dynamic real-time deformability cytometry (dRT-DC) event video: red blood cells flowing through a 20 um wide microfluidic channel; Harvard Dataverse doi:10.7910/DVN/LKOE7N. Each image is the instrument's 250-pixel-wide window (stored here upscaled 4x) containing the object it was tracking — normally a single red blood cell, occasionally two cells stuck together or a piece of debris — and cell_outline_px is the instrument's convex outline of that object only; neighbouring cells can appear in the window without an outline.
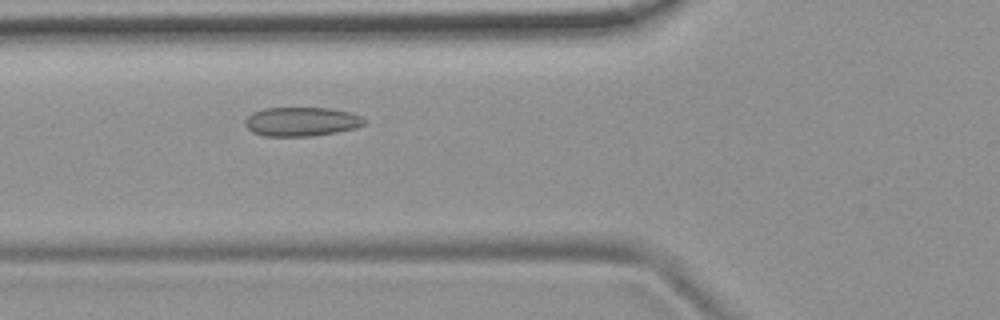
{"species": "common noctule bat (a hibernating species)", "species_latin": "Nyctalus noctula", "temperature_condition": "room temperature", "stored_images_in_passage": 49, "camera_frame_rate_fps": 3000, "um_per_image_px": 0.085, "animal": {"sex": "female", "body_mass_g": 19.9}, "frame": {"image": 1, "passage_image": 15, "time_ms": 4.667, "image_size_px": [1000, 320], "cell_outline_px": [[368, 120], [364, 124], [356, 128], [336, 132], [312, 136], [264, 136], [252, 132], [244, 124], [244, 120], [252, 112], [264, 108], [328, 108], [352, 112], [364, 116]], "centroid_in_image_um": [25.66, 10.33], "position_along_channel_um": 100.1, "area_um2": 20.46}}
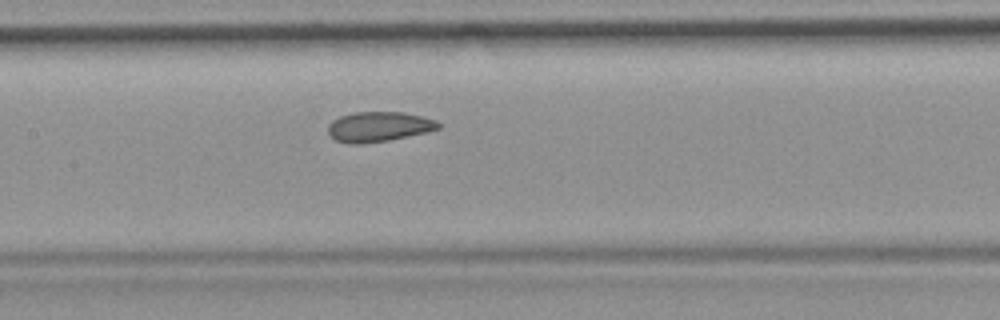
{"frame": {"image": 2, "passage_image": 21, "time_ms": 6.667, "image_size_px": [1000, 320], "cell_outline_px": [[440, 128], [428, 132], [388, 140], [360, 144], [352, 144], [336, 140], [328, 132], [328, 124], [332, 120], [340, 116], [356, 112], [404, 112], [436, 120], [440, 124]], "centroid_in_image_um": [32.2, 10.76], "position_along_channel_um": 175.2, "area_um2": 19.19}}
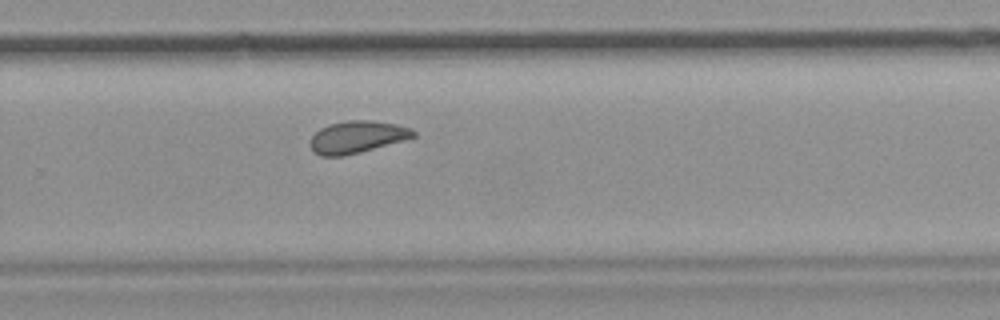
{"frame": {"image": 3, "passage_image": 31, "time_ms": 10.0, "image_size_px": [1000, 320], "cell_outline_px": [[416, 136], [404, 140], [360, 152], [344, 156], [320, 156], [312, 148], [312, 136], [320, 128], [328, 124], [348, 120], [372, 120], [396, 124], [408, 128], [416, 132]], "centroid_in_image_um": [30.36, 11.63], "position_along_channel_um": 299.4, "area_um2": 19.07}, "authors_computed_cell_mechanics": {"area_um2": 20.0566, "velocity_mm_per_s": 3.7503, "shape_relaxation_time_tau1_ms": null, "shape_relaxation_time_tau2_ms": 2.0231, "deformation_change_tau1": null, "deformation_change_tau2": 0.0792}}